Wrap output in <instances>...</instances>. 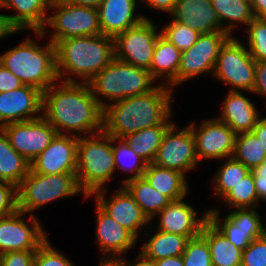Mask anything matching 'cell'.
I'll use <instances>...</instances> for the list:
<instances>
[{
  "label": "cell",
  "instance_id": "cell-1",
  "mask_svg": "<svg viewBox=\"0 0 266 266\" xmlns=\"http://www.w3.org/2000/svg\"><path fill=\"white\" fill-rule=\"evenodd\" d=\"M42 116L58 134L76 137L103 130V107L87 82L57 80L42 93Z\"/></svg>",
  "mask_w": 266,
  "mask_h": 266
},
{
  "label": "cell",
  "instance_id": "cell-2",
  "mask_svg": "<svg viewBox=\"0 0 266 266\" xmlns=\"http://www.w3.org/2000/svg\"><path fill=\"white\" fill-rule=\"evenodd\" d=\"M173 91L169 86L159 84L149 93L111 102L103 108V131L123 139L162 124L173 112Z\"/></svg>",
  "mask_w": 266,
  "mask_h": 266
},
{
  "label": "cell",
  "instance_id": "cell-3",
  "mask_svg": "<svg viewBox=\"0 0 266 266\" xmlns=\"http://www.w3.org/2000/svg\"><path fill=\"white\" fill-rule=\"evenodd\" d=\"M55 59L58 80L88 82L115 59L114 40L102 34L60 40Z\"/></svg>",
  "mask_w": 266,
  "mask_h": 266
},
{
  "label": "cell",
  "instance_id": "cell-4",
  "mask_svg": "<svg viewBox=\"0 0 266 266\" xmlns=\"http://www.w3.org/2000/svg\"><path fill=\"white\" fill-rule=\"evenodd\" d=\"M37 39H24L0 54V63L18 77L24 85L44 92L58 79L56 75L55 45L48 40L40 45L36 40L47 38L42 31H33Z\"/></svg>",
  "mask_w": 266,
  "mask_h": 266
},
{
  "label": "cell",
  "instance_id": "cell-5",
  "mask_svg": "<svg viewBox=\"0 0 266 266\" xmlns=\"http://www.w3.org/2000/svg\"><path fill=\"white\" fill-rule=\"evenodd\" d=\"M115 171L112 136L102 130L78 137L76 179L86 197L105 189Z\"/></svg>",
  "mask_w": 266,
  "mask_h": 266
},
{
  "label": "cell",
  "instance_id": "cell-6",
  "mask_svg": "<svg viewBox=\"0 0 266 266\" xmlns=\"http://www.w3.org/2000/svg\"><path fill=\"white\" fill-rule=\"evenodd\" d=\"M156 82L147 69L114 59L87 84L95 99L104 108L111 102L149 93L158 86L159 83Z\"/></svg>",
  "mask_w": 266,
  "mask_h": 266
},
{
  "label": "cell",
  "instance_id": "cell-7",
  "mask_svg": "<svg viewBox=\"0 0 266 266\" xmlns=\"http://www.w3.org/2000/svg\"><path fill=\"white\" fill-rule=\"evenodd\" d=\"M82 194L76 173L39 174L31 169L17 186V207L19 211L35 215L34 211L48 203L65 197Z\"/></svg>",
  "mask_w": 266,
  "mask_h": 266
},
{
  "label": "cell",
  "instance_id": "cell-8",
  "mask_svg": "<svg viewBox=\"0 0 266 266\" xmlns=\"http://www.w3.org/2000/svg\"><path fill=\"white\" fill-rule=\"evenodd\" d=\"M49 11L42 32L54 45L70 37L102 34L97 8L73 5L65 0H51ZM48 27L53 31L51 34Z\"/></svg>",
  "mask_w": 266,
  "mask_h": 266
},
{
  "label": "cell",
  "instance_id": "cell-9",
  "mask_svg": "<svg viewBox=\"0 0 266 266\" xmlns=\"http://www.w3.org/2000/svg\"><path fill=\"white\" fill-rule=\"evenodd\" d=\"M240 37L232 36L218 54L213 77L229 86V91L252 93L256 61Z\"/></svg>",
  "mask_w": 266,
  "mask_h": 266
},
{
  "label": "cell",
  "instance_id": "cell-10",
  "mask_svg": "<svg viewBox=\"0 0 266 266\" xmlns=\"http://www.w3.org/2000/svg\"><path fill=\"white\" fill-rule=\"evenodd\" d=\"M153 20L143 19L137 25L116 35L115 59L150 71L156 41L161 29Z\"/></svg>",
  "mask_w": 266,
  "mask_h": 266
},
{
  "label": "cell",
  "instance_id": "cell-11",
  "mask_svg": "<svg viewBox=\"0 0 266 266\" xmlns=\"http://www.w3.org/2000/svg\"><path fill=\"white\" fill-rule=\"evenodd\" d=\"M17 210L0 219V255L14 251H36L47 239L48 231L38 216Z\"/></svg>",
  "mask_w": 266,
  "mask_h": 266
},
{
  "label": "cell",
  "instance_id": "cell-12",
  "mask_svg": "<svg viewBox=\"0 0 266 266\" xmlns=\"http://www.w3.org/2000/svg\"><path fill=\"white\" fill-rule=\"evenodd\" d=\"M174 122L165 132L157 150L153 164L187 173L197 169L198 160L195 152V140L189 125L180 128Z\"/></svg>",
  "mask_w": 266,
  "mask_h": 266
},
{
  "label": "cell",
  "instance_id": "cell-13",
  "mask_svg": "<svg viewBox=\"0 0 266 266\" xmlns=\"http://www.w3.org/2000/svg\"><path fill=\"white\" fill-rule=\"evenodd\" d=\"M231 37L225 31L200 34L195 44L181 52L178 85L181 86L182 83L201 74L213 75L218 54Z\"/></svg>",
  "mask_w": 266,
  "mask_h": 266
},
{
  "label": "cell",
  "instance_id": "cell-14",
  "mask_svg": "<svg viewBox=\"0 0 266 266\" xmlns=\"http://www.w3.org/2000/svg\"><path fill=\"white\" fill-rule=\"evenodd\" d=\"M259 208H236L221 218L220 209H208V220L225 235L227 240L244 250L254 239L264 235V223Z\"/></svg>",
  "mask_w": 266,
  "mask_h": 266
},
{
  "label": "cell",
  "instance_id": "cell-15",
  "mask_svg": "<svg viewBox=\"0 0 266 266\" xmlns=\"http://www.w3.org/2000/svg\"><path fill=\"white\" fill-rule=\"evenodd\" d=\"M189 123L199 164L205 160H224L232 157L236 133L227 124L216 116L203 120L199 125L195 122Z\"/></svg>",
  "mask_w": 266,
  "mask_h": 266
},
{
  "label": "cell",
  "instance_id": "cell-16",
  "mask_svg": "<svg viewBox=\"0 0 266 266\" xmlns=\"http://www.w3.org/2000/svg\"><path fill=\"white\" fill-rule=\"evenodd\" d=\"M10 145L31 163L56 136V129L43 117L1 127Z\"/></svg>",
  "mask_w": 266,
  "mask_h": 266
},
{
  "label": "cell",
  "instance_id": "cell-17",
  "mask_svg": "<svg viewBox=\"0 0 266 266\" xmlns=\"http://www.w3.org/2000/svg\"><path fill=\"white\" fill-rule=\"evenodd\" d=\"M96 191L91 197L119 225L128 230L138 241L143 226H149L151 221L143 213L129 192L121 185L107 199V190Z\"/></svg>",
  "mask_w": 266,
  "mask_h": 266
},
{
  "label": "cell",
  "instance_id": "cell-18",
  "mask_svg": "<svg viewBox=\"0 0 266 266\" xmlns=\"http://www.w3.org/2000/svg\"><path fill=\"white\" fill-rule=\"evenodd\" d=\"M78 137L56 134L49 146L31 163L39 174L76 173Z\"/></svg>",
  "mask_w": 266,
  "mask_h": 266
},
{
  "label": "cell",
  "instance_id": "cell-19",
  "mask_svg": "<svg viewBox=\"0 0 266 266\" xmlns=\"http://www.w3.org/2000/svg\"><path fill=\"white\" fill-rule=\"evenodd\" d=\"M42 91L29 85L0 92V128L42 116Z\"/></svg>",
  "mask_w": 266,
  "mask_h": 266
},
{
  "label": "cell",
  "instance_id": "cell-20",
  "mask_svg": "<svg viewBox=\"0 0 266 266\" xmlns=\"http://www.w3.org/2000/svg\"><path fill=\"white\" fill-rule=\"evenodd\" d=\"M186 197L171 201L156 217L159 221L156 229L167 233L178 234L190 238L201 233V229L208 220V210L198 217L197 211L184 200Z\"/></svg>",
  "mask_w": 266,
  "mask_h": 266
},
{
  "label": "cell",
  "instance_id": "cell-21",
  "mask_svg": "<svg viewBox=\"0 0 266 266\" xmlns=\"http://www.w3.org/2000/svg\"><path fill=\"white\" fill-rule=\"evenodd\" d=\"M96 243L101 257L123 258L139 241L125 228L114 221L96 202Z\"/></svg>",
  "mask_w": 266,
  "mask_h": 266
},
{
  "label": "cell",
  "instance_id": "cell-22",
  "mask_svg": "<svg viewBox=\"0 0 266 266\" xmlns=\"http://www.w3.org/2000/svg\"><path fill=\"white\" fill-rule=\"evenodd\" d=\"M51 0H0V10L15 11L4 14L13 31H42L47 23Z\"/></svg>",
  "mask_w": 266,
  "mask_h": 266
},
{
  "label": "cell",
  "instance_id": "cell-23",
  "mask_svg": "<svg viewBox=\"0 0 266 266\" xmlns=\"http://www.w3.org/2000/svg\"><path fill=\"white\" fill-rule=\"evenodd\" d=\"M138 0H103L99 5V24L102 35L114 38L149 16L136 13Z\"/></svg>",
  "mask_w": 266,
  "mask_h": 266
},
{
  "label": "cell",
  "instance_id": "cell-24",
  "mask_svg": "<svg viewBox=\"0 0 266 266\" xmlns=\"http://www.w3.org/2000/svg\"><path fill=\"white\" fill-rule=\"evenodd\" d=\"M221 113L216 118L236 134L251 132L262 117L256 105L242 91H228L221 101Z\"/></svg>",
  "mask_w": 266,
  "mask_h": 266
},
{
  "label": "cell",
  "instance_id": "cell-25",
  "mask_svg": "<svg viewBox=\"0 0 266 266\" xmlns=\"http://www.w3.org/2000/svg\"><path fill=\"white\" fill-rule=\"evenodd\" d=\"M169 16L200 34L223 31L211 0H177Z\"/></svg>",
  "mask_w": 266,
  "mask_h": 266
},
{
  "label": "cell",
  "instance_id": "cell-26",
  "mask_svg": "<svg viewBox=\"0 0 266 266\" xmlns=\"http://www.w3.org/2000/svg\"><path fill=\"white\" fill-rule=\"evenodd\" d=\"M180 59L181 51L160 35L154 48L150 74L157 82L160 81L159 84L167 85L174 90L175 86H178Z\"/></svg>",
  "mask_w": 266,
  "mask_h": 266
},
{
  "label": "cell",
  "instance_id": "cell-27",
  "mask_svg": "<svg viewBox=\"0 0 266 266\" xmlns=\"http://www.w3.org/2000/svg\"><path fill=\"white\" fill-rule=\"evenodd\" d=\"M143 177L156 191L171 201L187 197L190 191L185 174L153 163L147 164Z\"/></svg>",
  "mask_w": 266,
  "mask_h": 266
},
{
  "label": "cell",
  "instance_id": "cell-28",
  "mask_svg": "<svg viewBox=\"0 0 266 266\" xmlns=\"http://www.w3.org/2000/svg\"><path fill=\"white\" fill-rule=\"evenodd\" d=\"M152 229H154L153 225L143 231L144 235H146V242L140 248L141 254L154 261L183 254L189 241L188 237L157 229H154V233L151 234L153 231L149 230Z\"/></svg>",
  "mask_w": 266,
  "mask_h": 266
},
{
  "label": "cell",
  "instance_id": "cell-29",
  "mask_svg": "<svg viewBox=\"0 0 266 266\" xmlns=\"http://www.w3.org/2000/svg\"><path fill=\"white\" fill-rule=\"evenodd\" d=\"M200 234L207 240L213 266H241L243 250L231 244L209 220Z\"/></svg>",
  "mask_w": 266,
  "mask_h": 266
},
{
  "label": "cell",
  "instance_id": "cell-30",
  "mask_svg": "<svg viewBox=\"0 0 266 266\" xmlns=\"http://www.w3.org/2000/svg\"><path fill=\"white\" fill-rule=\"evenodd\" d=\"M211 3L223 31L231 36H236L234 32L239 29L237 27L241 26L243 29L242 25H245L246 28L255 18L250 0H211Z\"/></svg>",
  "mask_w": 266,
  "mask_h": 266
},
{
  "label": "cell",
  "instance_id": "cell-31",
  "mask_svg": "<svg viewBox=\"0 0 266 266\" xmlns=\"http://www.w3.org/2000/svg\"><path fill=\"white\" fill-rule=\"evenodd\" d=\"M173 123L171 114L162 124L142 129L123 139L137 155L149 164L153 162L165 132Z\"/></svg>",
  "mask_w": 266,
  "mask_h": 266
},
{
  "label": "cell",
  "instance_id": "cell-32",
  "mask_svg": "<svg viewBox=\"0 0 266 266\" xmlns=\"http://www.w3.org/2000/svg\"><path fill=\"white\" fill-rule=\"evenodd\" d=\"M151 221L171 200L156 191L144 177L132 179L122 185Z\"/></svg>",
  "mask_w": 266,
  "mask_h": 266
},
{
  "label": "cell",
  "instance_id": "cell-33",
  "mask_svg": "<svg viewBox=\"0 0 266 266\" xmlns=\"http://www.w3.org/2000/svg\"><path fill=\"white\" fill-rule=\"evenodd\" d=\"M30 170V163L9 143L0 128V181L9 182L16 187Z\"/></svg>",
  "mask_w": 266,
  "mask_h": 266
},
{
  "label": "cell",
  "instance_id": "cell-34",
  "mask_svg": "<svg viewBox=\"0 0 266 266\" xmlns=\"http://www.w3.org/2000/svg\"><path fill=\"white\" fill-rule=\"evenodd\" d=\"M112 146L115 168L129 173V175L132 174L131 176L128 175L119 184L122 186L132 179L143 177L148 163L137 155L124 139L112 137Z\"/></svg>",
  "mask_w": 266,
  "mask_h": 266
},
{
  "label": "cell",
  "instance_id": "cell-35",
  "mask_svg": "<svg viewBox=\"0 0 266 266\" xmlns=\"http://www.w3.org/2000/svg\"><path fill=\"white\" fill-rule=\"evenodd\" d=\"M223 161L224 163H220L221 167L219 166L211 180L215 190L213 195L219 199L234 188L250 172L243 163L233 157L225 158Z\"/></svg>",
  "mask_w": 266,
  "mask_h": 266
},
{
  "label": "cell",
  "instance_id": "cell-36",
  "mask_svg": "<svg viewBox=\"0 0 266 266\" xmlns=\"http://www.w3.org/2000/svg\"><path fill=\"white\" fill-rule=\"evenodd\" d=\"M232 157L243 163L249 170H253L264 162L266 151L252 132L239 133L235 137Z\"/></svg>",
  "mask_w": 266,
  "mask_h": 266
},
{
  "label": "cell",
  "instance_id": "cell-37",
  "mask_svg": "<svg viewBox=\"0 0 266 266\" xmlns=\"http://www.w3.org/2000/svg\"><path fill=\"white\" fill-rule=\"evenodd\" d=\"M220 205H227L229 208H259L256 195V188L252 172L250 171L234 188L221 198Z\"/></svg>",
  "mask_w": 266,
  "mask_h": 266
},
{
  "label": "cell",
  "instance_id": "cell-38",
  "mask_svg": "<svg viewBox=\"0 0 266 266\" xmlns=\"http://www.w3.org/2000/svg\"><path fill=\"white\" fill-rule=\"evenodd\" d=\"M161 35L174 44L181 52L188 50L197 42L200 33L178 21L160 26Z\"/></svg>",
  "mask_w": 266,
  "mask_h": 266
},
{
  "label": "cell",
  "instance_id": "cell-39",
  "mask_svg": "<svg viewBox=\"0 0 266 266\" xmlns=\"http://www.w3.org/2000/svg\"><path fill=\"white\" fill-rule=\"evenodd\" d=\"M247 38L245 45L255 61L266 62V22L254 18L245 28Z\"/></svg>",
  "mask_w": 266,
  "mask_h": 266
},
{
  "label": "cell",
  "instance_id": "cell-40",
  "mask_svg": "<svg viewBox=\"0 0 266 266\" xmlns=\"http://www.w3.org/2000/svg\"><path fill=\"white\" fill-rule=\"evenodd\" d=\"M181 256L184 266H213L209 245L201 234L189 239Z\"/></svg>",
  "mask_w": 266,
  "mask_h": 266
},
{
  "label": "cell",
  "instance_id": "cell-41",
  "mask_svg": "<svg viewBox=\"0 0 266 266\" xmlns=\"http://www.w3.org/2000/svg\"><path fill=\"white\" fill-rule=\"evenodd\" d=\"M75 263L47 239L34 254L33 266H75Z\"/></svg>",
  "mask_w": 266,
  "mask_h": 266
},
{
  "label": "cell",
  "instance_id": "cell-42",
  "mask_svg": "<svg viewBox=\"0 0 266 266\" xmlns=\"http://www.w3.org/2000/svg\"><path fill=\"white\" fill-rule=\"evenodd\" d=\"M241 266H266V235L254 239L242 251Z\"/></svg>",
  "mask_w": 266,
  "mask_h": 266
},
{
  "label": "cell",
  "instance_id": "cell-43",
  "mask_svg": "<svg viewBox=\"0 0 266 266\" xmlns=\"http://www.w3.org/2000/svg\"><path fill=\"white\" fill-rule=\"evenodd\" d=\"M17 210V187L9 182L0 181V219Z\"/></svg>",
  "mask_w": 266,
  "mask_h": 266
},
{
  "label": "cell",
  "instance_id": "cell-44",
  "mask_svg": "<svg viewBox=\"0 0 266 266\" xmlns=\"http://www.w3.org/2000/svg\"><path fill=\"white\" fill-rule=\"evenodd\" d=\"M35 251H14L0 255V266H33Z\"/></svg>",
  "mask_w": 266,
  "mask_h": 266
},
{
  "label": "cell",
  "instance_id": "cell-45",
  "mask_svg": "<svg viewBox=\"0 0 266 266\" xmlns=\"http://www.w3.org/2000/svg\"><path fill=\"white\" fill-rule=\"evenodd\" d=\"M252 94L264 97L266 106V62L256 61Z\"/></svg>",
  "mask_w": 266,
  "mask_h": 266
},
{
  "label": "cell",
  "instance_id": "cell-46",
  "mask_svg": "<svg viewBox=\"0 0 266 266\" xmlns=\"http://www.w3.org/2000/svg\"><path fill=\"white\" fill-rule=\"evenodd\" d=\"M253 175L257 198L266 203V159L260 165L250 170Z\"/></svg>",
  "mask_w": 266,
  "mask_h": 266
},
{
  "label": "cell",
  "instance_id": "cell-47",
  "mask_svg": "<svg viewBox=\"0 0 266 266\" xmlns=\"http://www.w3.org/2000/svg\"><path fill=\"white\" fill-rule=\"evenodd\" d=\"M24 84L9 69L0 63V92H8L20 88Z\"/></svg>",
  "mask_w": 266,
  "mask_h": 266
},
{
  "label": "cell",
  "instance_id": "cell-48",
  "mask_svg": "<svg viewBox=\"0 0 266 266\" xmlns=\"http://www.w3.org/2000/svg\"><path fill=\"white\" fill-rule=\"evenodd\" d=\"M142 4L147 5L150 9L170 15L174 9L177 0H138Z\"/></svg>",
  "mask_w": 266,
  "mask_h": 266
},
{
  "label": "cell",
  "instance_id": "cell-49",
  "mask_svg": "<svg viewBox=\"0 0 266 266\" xmlns=\"http://www.w3.org/2000/svg\"><path fill=\"white\" fill-rule=\"evenodd\" d=\"M251 132L255 135L256 138H258L263 149L266 151V115H262Z\"/></svg>",
  "mask_w": 266,
  "mask_h": 266
},
{
  "label": "cell",
  "instance_id": "cell-50",
  "mask_svg": "<svg viewBox=\"0 0 266 266\" xmlns=\"http://www.w3.org/2000/svg\"><path fill=\"white\" fill-rule=\"evenodd\" d=\"M135 260H129L128 258H126V265L127 266H156V263L154 260L146 258L140 252L136 256Z\"/></svg>",
  "mask_w": 266,
  "mask_h": 266
},
{
  "label": "cell",
  "instance_id": "cell-51",
  "mask_svg": "<svg viewBox=\"0 0 266 266\" xmlns=\"http://www.w3.org/2000/svg\"><path fill=\"white\" fill-rule=\"evenodd\" d=\"M156 266H184L182 256H171L155 261Z\"/></svg>",
  "mask_w": 266,
  "mask_h": 266
},
{
  "label": "cell",
  "instance_id": "cell-52",
  "mask_svg": "<svg viewBox=\"0 0 266 266\" xmlns=\"http://www.w3.org/2000/svg\"><path fill=\"white\" fill-rule=\"evenodd\" d=\"M100 263L98 266H127L126 257L123 258H110V257H101Z\"/></svg>",
  "mask_w": 266,
  "mask_h": 266
},
{
  "label": "cell",
  "instance_id": "cell-53",
  "mask_svg": "<svg viewBox=\"0 0 266 266\" xmlns=\"http://www.w3.org/2000/svg\"><path fill=\"white\" fill-rule=\"evenodd\" d=\"M19 33V31H13L6 23L4 14H0V41L8 35Z\"/></svg>",
  "mask_w": 266,
  "mask_h": 266
},
{
  "label": "cell",
  "instance_id": "cell-54",
  "mask_svg": "<svg viewBox=\"0 0 266 266\" xmlns=\"http://www.w3.org/2000/svg\"><path fill=\"white\" fill-rule=\"evenodd\" d=\"M254 17L258 18L266 10V0H250Z\"/></svg>",
  "mask_w": 266,
  "mask_h": 266
},
{
  "label": "cell",
  "instance_id": "cell-55",
  "mask_svg": "<svg viewBox=\"0 0 266 266\" xmlns=\"http://www.w3.org/2000/svg\"><path fill=\"white\" fill-rule=\"evenodd\" d=\"M70 4L98 8L103 0H65Z\"/></svg>",
  "mask_w": 266,
  "mask_h": 266
},
{
  "label": "cell",
  "instance_id": "cell-56",
  "mask_svg": "<svg viewBox=\"0 0 266 266\" xmlns=\"http://www.w3.org/2000/svg\"><path fill=\"white\" fill-rule=\"evenodd\" d=\"M260 20L266 22V10L258 17Z\"/></svg>",
  "mask_w": 266,
  "mask_h": 266
},
{
  "label": "cell",
  "instance_id": "cell-57",
  "mask_svg": "<svg viewBox=\"0 0 266 266\" xmlns=\"http://www.w3.org/2000/svg\"><path fill=\"white\" fill-rule=\"evenodd\" d=\"M266 226V225H265ZM264 226V235H266V227Z\"/></svg>",
  "mask_w": 266,
  "mask_h": 266
}]
</instances>
